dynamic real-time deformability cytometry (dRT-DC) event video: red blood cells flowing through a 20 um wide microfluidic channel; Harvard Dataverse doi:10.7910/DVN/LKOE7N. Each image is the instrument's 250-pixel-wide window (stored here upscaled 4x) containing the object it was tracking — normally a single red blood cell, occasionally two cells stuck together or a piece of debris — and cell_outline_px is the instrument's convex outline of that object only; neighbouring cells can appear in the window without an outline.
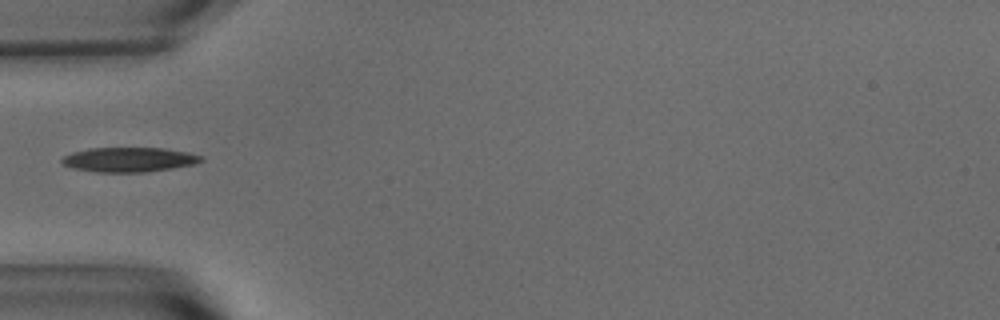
{"species": "common noctule bat (a hibernating species)", "species_latin": "Nyctalus noctula", "temperature_condition": "warm", "stored_images_in_passage": 9, "camera_frame_rate_fps": 3000, "um_per_image_px": 0.085, "animal": {"sex": "male", "body_mass_g": 15.6}, "frame": {"image": 1, "passage_image": 1, "time_ms": 0.0, "image_size_px": [1000, 320], "cell_outline_px": [[204, 160], [196, 164], [172, 168], [144, 172], [96, 172], [72, 168], [64, 164], [60, 160], [64, 156], [72, 152], [88, 148], [164, 148], [188, 152], [204, 156]], "centroid_in_image_um": [10.99, 13.56], "position_along_channel_um": 74.0, "area_um2": 20.06}}